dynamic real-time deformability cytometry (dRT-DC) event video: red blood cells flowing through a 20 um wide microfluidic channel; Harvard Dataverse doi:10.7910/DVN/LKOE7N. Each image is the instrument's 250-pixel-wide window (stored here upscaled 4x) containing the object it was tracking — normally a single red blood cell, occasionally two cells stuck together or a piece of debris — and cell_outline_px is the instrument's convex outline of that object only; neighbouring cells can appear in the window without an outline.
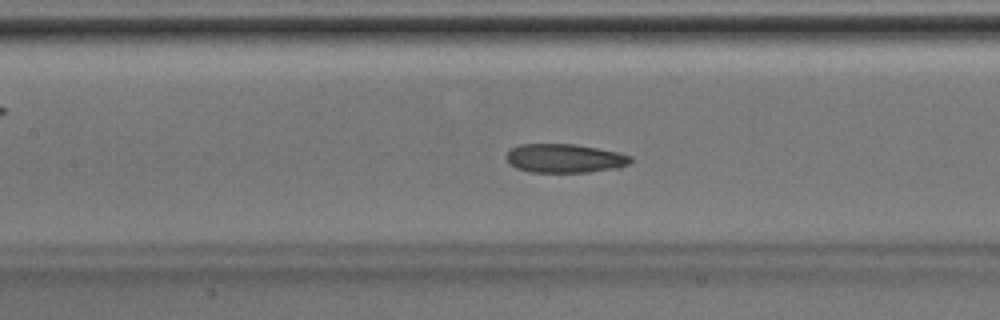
{"species": "Egyptian fruit bat (a non-hibernating species)", "species_latin": "Rousettus aegyptiacus", "temperature_condition": "room temperature", "stored_images_in_passage": 45, "camera_frame_rate_fps": 3000, "um_per_image_px": 0.085, "animal": {"sex": "male"}, "frame": {"image": 1, "passage_image": 20, "time_ms": 6.333, "image_size_px": [1000, 320], "cell_outline_px": [[632, 160], [628, 164], [620, 168], [588, 172], [528, 172], [516, 168], [508, 164], [504, 156], [512, 148], [520, 144], [576, 144], [616, 152], [632, 156]], "centroid_in_image_um": [47.96, 13.46], "position_along_channel_um": 159.4, "area_um2": 21.04}}